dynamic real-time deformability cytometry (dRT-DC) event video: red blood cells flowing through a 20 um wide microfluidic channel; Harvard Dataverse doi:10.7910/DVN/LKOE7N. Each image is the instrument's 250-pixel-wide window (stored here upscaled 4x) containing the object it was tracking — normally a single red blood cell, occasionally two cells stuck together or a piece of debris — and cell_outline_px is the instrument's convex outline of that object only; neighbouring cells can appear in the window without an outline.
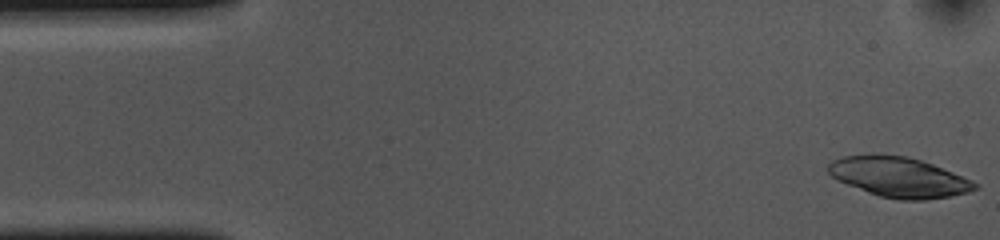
{"species": "common noctule bat (a hibernating species)", "species_latin": "Nyctalus noctula", "temperature_condition": "cold", "stored_images_in_passage": 52, "camera_frame_rate_fps": 3000, "um_per_image_px": 0.085, "animal": {"sex": "female", "body_mass_g": 10.0, "forearm_length_mm": 53.1}, "frame": {"image": 1, "passage_image": 1, "time_ms": 0.0, "image_size_px": [1000, 240], "cell_outline_px": [[980, 188], [968, 192], [948, 196], [924, 200], [900, 200], [880, 196], [868, 192], [836, 180], [828, 172], [828, 164], [832, 160], [844, 156], [872, 152], [908, 156], [932, 164], [972, 180], [980, 184]], "centroid_in_image_um": [76.38, 15.03], "position_along_channel_um": 8.6, "area_um2": 34.56}}